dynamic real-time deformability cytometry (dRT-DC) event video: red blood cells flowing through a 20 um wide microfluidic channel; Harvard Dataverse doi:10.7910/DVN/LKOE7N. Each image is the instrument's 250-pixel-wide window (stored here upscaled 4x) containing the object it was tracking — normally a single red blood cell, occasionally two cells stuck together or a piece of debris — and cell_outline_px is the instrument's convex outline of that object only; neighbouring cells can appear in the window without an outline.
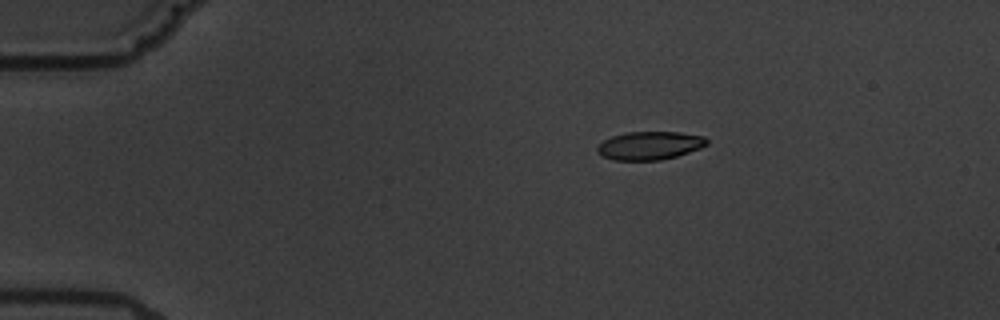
{"species": "common noctule bat (a hibernating species)", "species_latin": "Nyctalus noctula", "temperature_condition": "warm", "stored_images_in_passage": 3, "camera_frame_rate_fps": 3000, "um_per_image_px": 0.085, "animal": {"sex": "male", "body_mass_g": 19.5, "forearm_length_mm": 54.6}, "frame": {"image": 1, "passage_image": 1, "time_ms": 0.0, "image_size_px": [1000, 320], "cell_outline_px": [[708, 144], [700, 148], [676, 156], [660, 160], [616, 160], [600, 156], [596, 152], [596, 148], [604, 140], [612, 136], [628, 132], [680, 132], [704, 136], [708, 140]], "centroid_in_image_um": [55.21, 12.37], "position_along_channel_um": 29.8, "area_um2": 18.03}}